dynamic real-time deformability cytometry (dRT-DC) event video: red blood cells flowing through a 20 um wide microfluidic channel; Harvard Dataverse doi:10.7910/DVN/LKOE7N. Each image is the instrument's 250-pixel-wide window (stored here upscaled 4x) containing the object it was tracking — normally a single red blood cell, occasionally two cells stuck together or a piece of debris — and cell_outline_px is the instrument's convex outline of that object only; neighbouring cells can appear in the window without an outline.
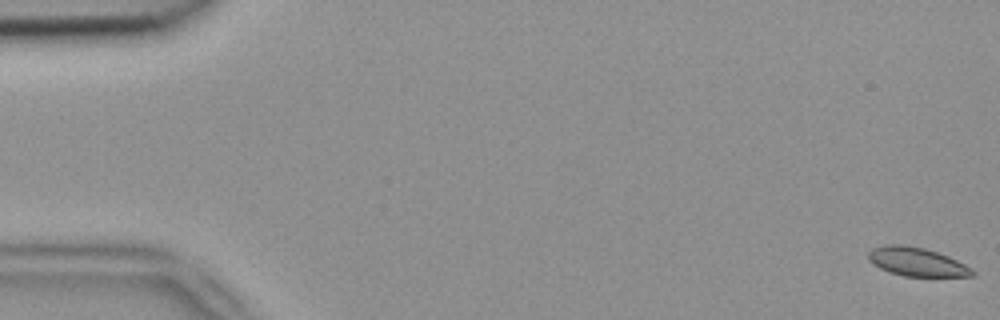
{"species": "common noctule bat (a hibernating species)", "species_latin": "Nyctalus noctula", "temperature_condition": "room temperature", "stored_images_in_passage": 6, "camera_frame_rate_fps": 3000, "um_per_image_px": 0.085, "animal": {"sex": "female", "body_mass_g": 18.4}, "frame": {"image": 1, "passage_image": 1, "time_ms": 0.0, "image_size_px": [1000, 320], "cell_outline_px": [[976, 272], [972, 276], [904, 276], [888, 272], [872, 264], [868, 260], [868, 252], [872, 248], [884, 244], [904, 244], [924, 248], [948, 256], [964, 264]], "centroid_in_image_um": [77.86, 22.24], "position_along_channel_um": 7.1, "area_um2": 17.4}}
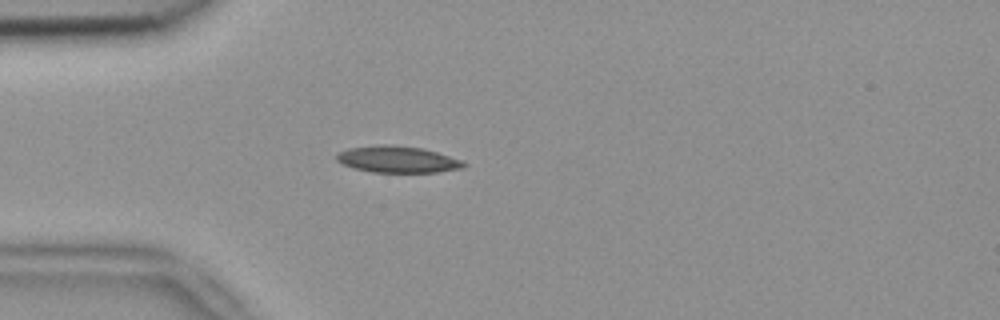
{"frame": {"image": 2, "passage_image": 6, "time_ms": 1.667, "image_size_px": [1000, 320], "cell_outline_px": [[468, 164], [464, 168], [436, 172], [372, 172], [356, 168], [344, 164], [336, 160], [336, 156], [340, 152], [348, 148], [380, 144], [392, 144], [424, 148], [464, 160]], "centroid_in_image_um": [33.86, 13.53], "position_along_channel_um": 51.1, "area_um2": 19.83}}